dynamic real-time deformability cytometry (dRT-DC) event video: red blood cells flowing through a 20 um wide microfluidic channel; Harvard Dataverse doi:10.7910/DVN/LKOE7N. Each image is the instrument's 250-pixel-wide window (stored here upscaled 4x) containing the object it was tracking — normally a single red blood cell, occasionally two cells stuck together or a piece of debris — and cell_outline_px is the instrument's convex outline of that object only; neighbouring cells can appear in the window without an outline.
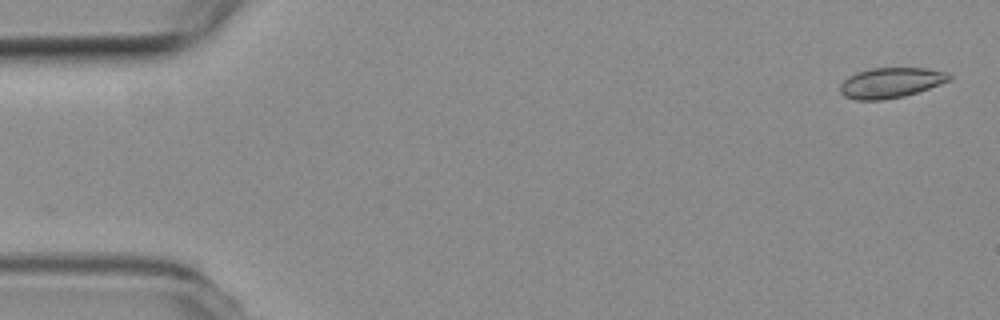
{"species": "common noctule bat (a hibernating species)", "species_latin": "Nyctalus noctula", "temperature_condition": "room temperature", "stored_images_in_passage": 7, "camera_frame_rate_fps": 3000, "um_per_image_px": 0.085, "animal": {"sex": "female", "body_mass_g": 19.3, "forearm_length_mm": 54.1}, "frame": {"image": 1, "passage_image": 1, "time_ms": 0.0, "image_size_px": [1000, 320], "cell_outline_px": [[952, 76], [948, 80], [940, 84], [904, 96], [880, 100], [856, 100], [844, 96], [840, 92], [840, 84], [848, 76], [856, 72], [872, 68], [924, 68], [948, 72]], "centroid_in_image_um": [75.68, 7.03], "position_along_channel_um": 9.3, "area_um2": 19.13}}